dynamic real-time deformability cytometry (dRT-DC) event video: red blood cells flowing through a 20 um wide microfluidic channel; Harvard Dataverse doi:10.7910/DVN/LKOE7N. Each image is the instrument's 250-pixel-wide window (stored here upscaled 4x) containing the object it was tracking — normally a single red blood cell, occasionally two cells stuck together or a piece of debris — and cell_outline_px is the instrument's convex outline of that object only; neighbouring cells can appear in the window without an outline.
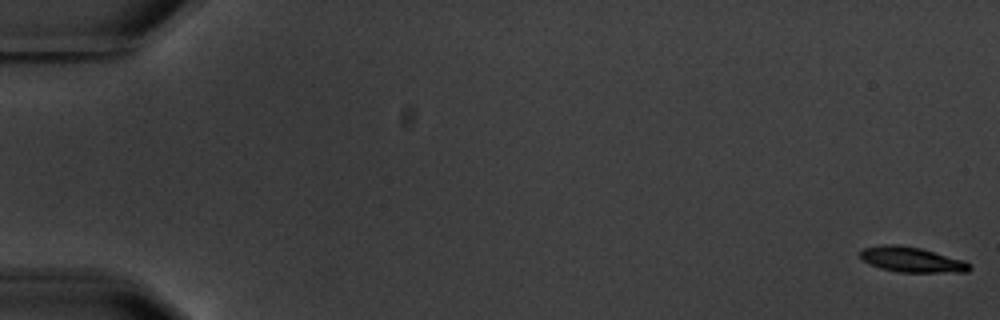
{"species": "common noctule bat (a hibernating species)", "species_latin": "Nyctalus noctula", "temperature_condition": "warm", "stored_images_in_passage": 2, "segment_of_instrument_passage": [2, 2], "camera_frame_rate_fps": 3000, "um_per_image_px": 0.085, "animal": {"sex": "male", "body_mass_g": 20.1, "forearm_length_mm": 53.5}, "frame": {"image": 1, "passage_image": 2, "time_ms": 2.333, "image_size_px": [1000, 320], "cell_outline_px": [[972, 268], [968, 272], [896, 272], [880, 268], [864, 260], [860, 256], [860, 252], [864, 248], [880, 244], [900, 244], [920, 248], [964, 260]], "centroid_in_image_um": [77.5, 22.06], "position_along_channel_um": 7.5, "area_um2": 16.01}}